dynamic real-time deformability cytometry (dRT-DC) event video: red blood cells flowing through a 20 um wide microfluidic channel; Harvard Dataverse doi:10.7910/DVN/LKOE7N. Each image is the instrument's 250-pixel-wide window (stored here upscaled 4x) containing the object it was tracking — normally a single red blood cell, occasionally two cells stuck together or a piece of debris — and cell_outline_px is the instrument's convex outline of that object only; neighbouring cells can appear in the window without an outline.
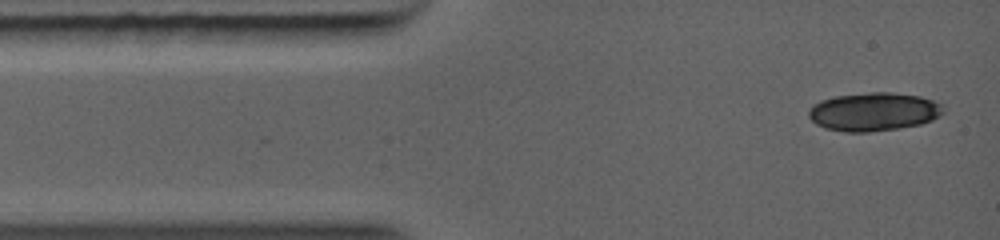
{"species": "common noctule bat (a hibernating species)", "species_latin": "Nyctalus noctula", "temperature_condition": "warm", "stored_images_in_passage": 9, "camera_frame_rate_fps": 5000, "um_per_image_px": 0.085, "animal": {"sex": "female", "body_mass_g": 19.0, "forearm_length_mm": 56.7}, "frame": {"image": 1, "passage_image": 1, "time_ms": 0.0, "image_size_px": [1000, 240], "cell_outline_px": [[944, 112], [940, 116], [932, 120], [920, 124], [896, 128], [864, 132], [848, 132], [828, 128], [812, 120], [808, 116], [808, 112], [816, 104], [824, 100], [836, 96], [872, 92], [888, 92], [920, 96], [932, 100], [940, 104]], "centroid_in_image_um": [74.31, 9.49], "position_along_channel_um": 10.7, "area_um2": 29.42}}